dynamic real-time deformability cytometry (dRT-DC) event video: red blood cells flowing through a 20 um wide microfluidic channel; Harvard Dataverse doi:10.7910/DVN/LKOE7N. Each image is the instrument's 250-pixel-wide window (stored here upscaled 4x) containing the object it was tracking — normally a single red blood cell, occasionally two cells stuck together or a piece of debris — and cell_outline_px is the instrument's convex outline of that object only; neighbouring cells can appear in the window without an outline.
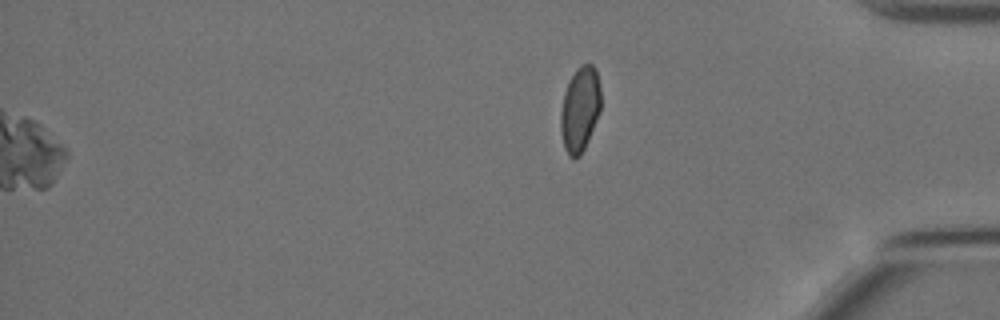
{"species": "Egyptian fruit bat (a non-hibernating species)", "species_latin": "Rousettus aegyptiacus", "temperature_condition": "cold", "stored_images_in_passage": 56, "segment_of_instrument_passage": [2, 2], "camera_frame_rate_fps": 3000, "um_per_image_px": 0.085, "animal": {"sex": "female"}, "frame": {"image": 1, "passage_image": 56, "time_ms": 18.333, "image_size_px": [1000, 320], "cell_outline_px": [[600, 112], [588, 140], [580, 156], [572, 160], [568, 156], [564, 148], [560, 128], [560, 112], [564, 92], [576, 68], [580, 64], [592, 64], [596, 68], [600, 88]], "centroid_in_image_um": [49.29, 9.3], "position_along_channel_um": 385.9, "area_um2": 20.06}}